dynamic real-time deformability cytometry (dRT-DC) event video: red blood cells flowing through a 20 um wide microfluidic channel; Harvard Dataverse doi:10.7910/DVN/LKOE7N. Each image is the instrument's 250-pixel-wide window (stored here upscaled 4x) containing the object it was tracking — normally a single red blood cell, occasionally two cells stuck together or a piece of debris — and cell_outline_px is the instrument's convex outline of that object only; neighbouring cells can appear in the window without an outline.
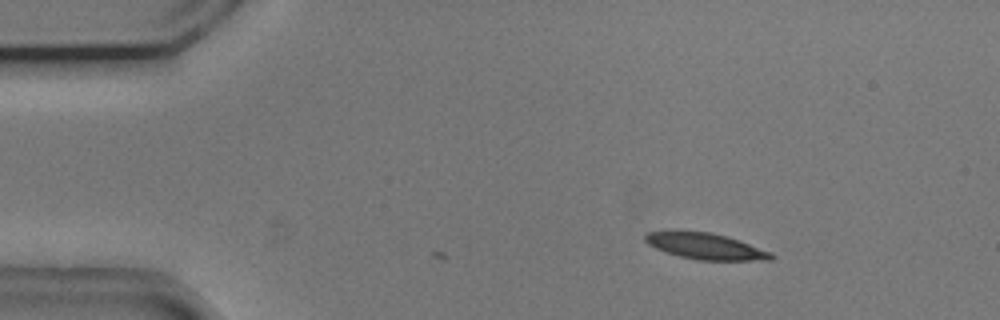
{"species": "common noctule bat (a hibernating species)", "species_latin": "Nyctalus noctula", "temperature_condition": "cold", "stored_images_in_passage": 3, "camera_frame_rate_fps": 3000, "um_per_image_px": 0.085, "animal": {"sex": "male", "body_mass_g": 20.5, "forearm_length_mm": 52.5}, "frame": {"image": 1, "passage_image": 3, "time_ms": 0.667, "image_size_px": [1000, 320], "cell_outline_px": [[776, 256], [772, 260], [696, 260], [680, 256], [656, 248], [648, 244], [644, 240], [644, 236], [648, 232], [708, 232], [740, 240], [772, 252]], "centroid_in_image_um": [60.04, 20.95], "position_along_channel_um": 25.0, "area_um2": 18.84}}